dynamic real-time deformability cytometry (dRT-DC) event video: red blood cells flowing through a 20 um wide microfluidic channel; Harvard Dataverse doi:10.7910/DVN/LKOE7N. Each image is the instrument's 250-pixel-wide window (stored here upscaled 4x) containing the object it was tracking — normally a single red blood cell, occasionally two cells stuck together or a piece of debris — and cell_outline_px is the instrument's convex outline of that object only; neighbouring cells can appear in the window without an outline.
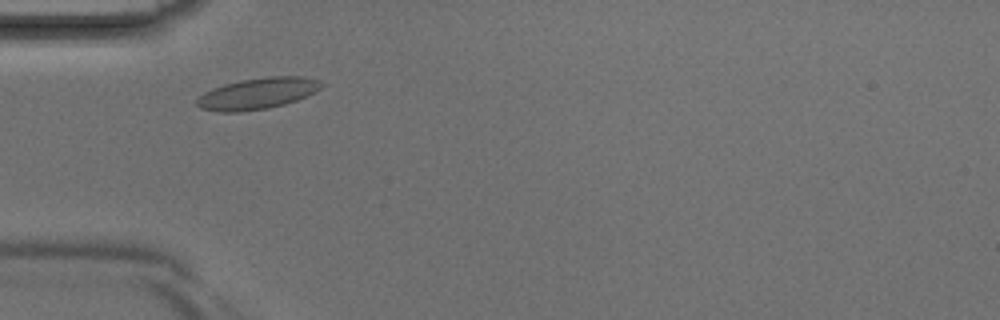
{"species": "Egyptian fruit bat (a non-hibernating species)", "species_latin": "Rousettus aegyptiacus", "temperature_condition": "room temperature", "stored_images_in_passage": 1, "camera_frame_rate_fps": 3000, "um_per_image_px": 0.085, "animal": {"sex": "male"}, "frame": {"image": 1, "passage_image": 1, "time_ms": 0.0, "image_size_px": [1000, 320], "cell_outline_px": [[324, 84], [320, 88], [296, 100], [284, 104], [268, 108], [240, 112], [216, 112], [200, 108], [196, 104], [196, 100], [204, 92], [212, 88], [224, 84], [240, 80], [268, 76], [304, 76], [320, 80]], "centroid_in_image_um": [21.86, 7.94], "position_along_channel_um": 63.1, "area_um2": 22.72}}